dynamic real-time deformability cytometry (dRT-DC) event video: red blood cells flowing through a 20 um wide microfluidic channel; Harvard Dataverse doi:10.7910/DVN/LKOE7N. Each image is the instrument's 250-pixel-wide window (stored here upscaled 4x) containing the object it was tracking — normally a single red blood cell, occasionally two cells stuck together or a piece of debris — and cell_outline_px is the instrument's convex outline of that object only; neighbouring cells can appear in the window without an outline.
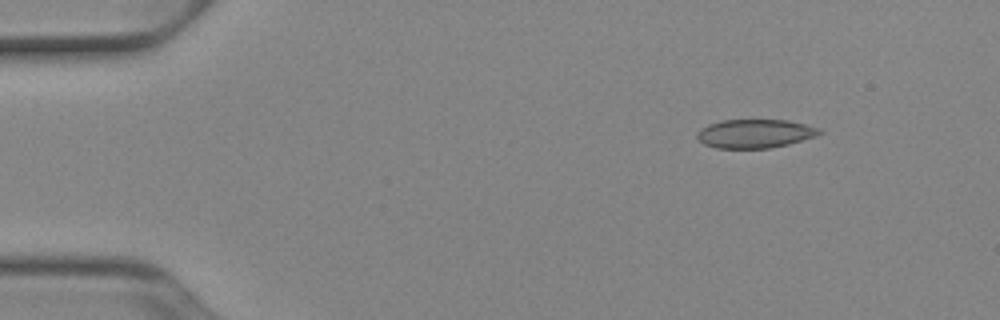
{"species": "Egyptian fruit bat (a non-hibernating species)", "species_latin": "Rousettus aegyptiacus", "temperature_condition": "cold", "stored_images_in_passage": 46, "camera_frame_rate_fps": 3000, "um_per_image_px": 0.085, "animal": {"sex": "female"}, "frame": {"image": 1, "passage_image": 1, "time_ms": 0.0, "image_size_px": [1000, 320], "cell_outline_px": [[824, 132], [816, 136], [788, 144], [768, 148], [716, 148], [704, 144], [696, 136], [700, 128], [708, 124], [720, 120], [788, 120], [820, 128]], "centroid_in_image_um": [64.17, 11.35], "position_along_channel_um": 20.8, "area_um2": 20.46}}
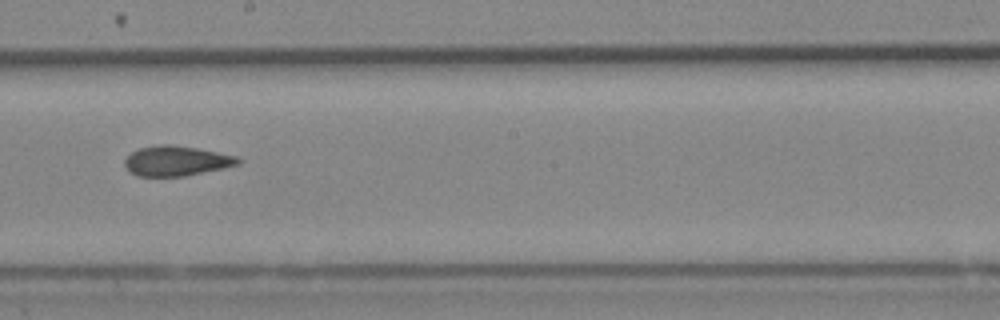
{"frame": {"image": 2, "passage_image": 24, "time_ms": 7.667, "image_size_px": [1000, 320], "cell_outline_px": [[244, 160], [240, 164], [224, 168], [184, 176], [136, 176], [128, 172], [124, 164], [124, 160], [132, 152], [140, 148], [160, 144], [172, 144], [196, 148], [236, 156]], "centroid_in_image_um": [14.99, 13.68], "position_along_channel_um": 233.2, "area_um2": 19.88}}
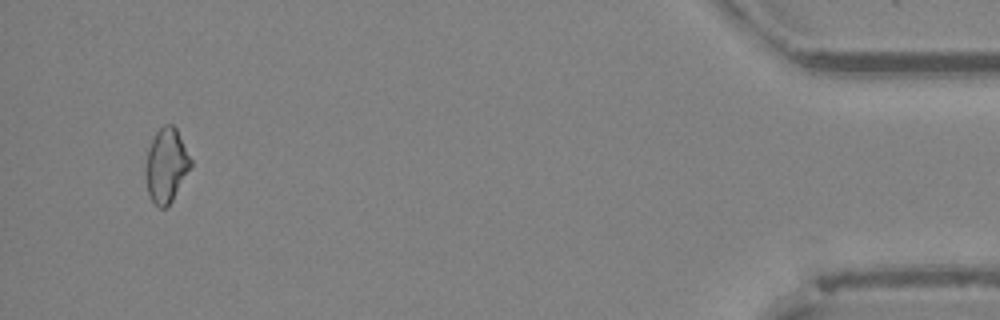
{"frame": {"image": 3, "passage_image": 44, "time_ms": 14.333, "image_size_px": [1000, 320], "cell_outline_px": [[192, 164], [172, 200], [164, 208], [160, 208], [152, 200], [148, 192], [144, 172], [144, 168], [148, 148], [156, 132], [164, 124], [172, 124], [176, 128], [192, 160]], "centroid_in_image_um": [14.11, 14.03], "position_along_channel_um": 421.1, "area_um2": 19.31}, "authors_computed_cell_mechanics": {"area_um2": 20.23, "velocity_mm_per_s": 3.9198, "shape_relaxation_time_tau1_ms": null, "shape_relaxation_time_tau2_ms": 5.7748, "deformation_change_tau1": null, "deformation_change_tau2": 0.1139}}